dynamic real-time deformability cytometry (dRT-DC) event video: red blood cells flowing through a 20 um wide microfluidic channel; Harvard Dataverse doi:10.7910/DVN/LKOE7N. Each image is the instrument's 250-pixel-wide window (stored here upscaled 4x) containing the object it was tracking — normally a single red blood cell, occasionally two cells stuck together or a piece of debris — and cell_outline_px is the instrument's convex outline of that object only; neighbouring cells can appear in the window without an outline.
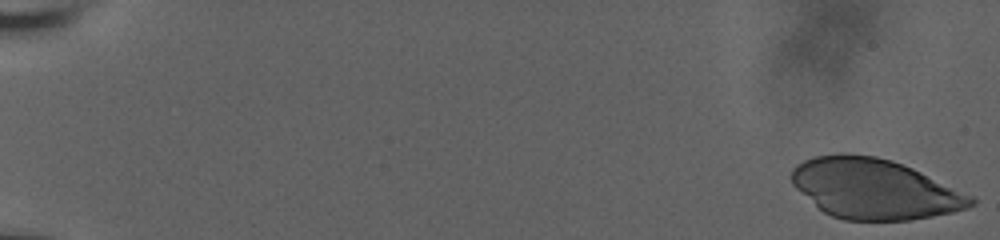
{"species": "human", "species_latin": "Homo sapiens", "temperature_condition": "room temperature", "stored_images_in_passage": 51, "camera_frame_rate_fps": 3000, "um_per_image_px": 0.085, "donor": {"sex": "male"}, "frame": {"image": 1, "passage_image": 1, "time_ms": 0.0, "image_size_px": [1000, 240], "cell_outline_px": [[976, 204], [968, 208], [952, 212], [912, 220], [844, 220], [832, 216], [824, 212], [796, 188], [792, 184], [792, 168], [796, 164], [804, 160], [816, 156], [840, 152], [844, 152], [876, 156], [892, 160], [912, 168], [976, 196]], "centroid_in_image_um": [74.36, 16.04], "position_along_channel_um": 10.6, "area_um2": 63.12}}